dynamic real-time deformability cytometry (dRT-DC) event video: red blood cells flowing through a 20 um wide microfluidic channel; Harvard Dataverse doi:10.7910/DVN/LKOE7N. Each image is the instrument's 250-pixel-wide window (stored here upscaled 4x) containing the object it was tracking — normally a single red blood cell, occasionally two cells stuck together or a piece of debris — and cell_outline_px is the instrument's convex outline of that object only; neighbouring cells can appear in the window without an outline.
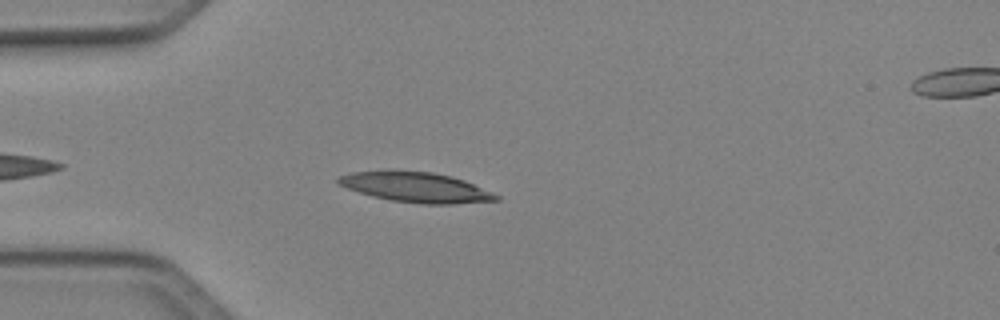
{"species": "Egyptian fruit bat (a non-hibernating species)", "species_latin": "Rousettus aegyptiacus", "temperature_condition": "cold", "stored_images_in_passage": 38, "camera_frame_rate_fps": 3000, "um_per_image_px": 0.085, "animal": {"sex": "female"}, "frame": {"image": 1, "passage_image": 5, "time_ms": 1.333, "image_size_px": [1000, 320], "cell_outline_px": [[500, 200], [452, 204], [424, 204], [392, 200], [372, 196], [348, 188], [340, 184], [336, 180], [340, 176], [352, 172], [432, 172], [452, 176], [464, 180], [492, 192], [500, 196]], "centroid_in_image_um": [35.43, 15.94], "position_along_channel_um": 49.6, "area_um2": 26.88}}
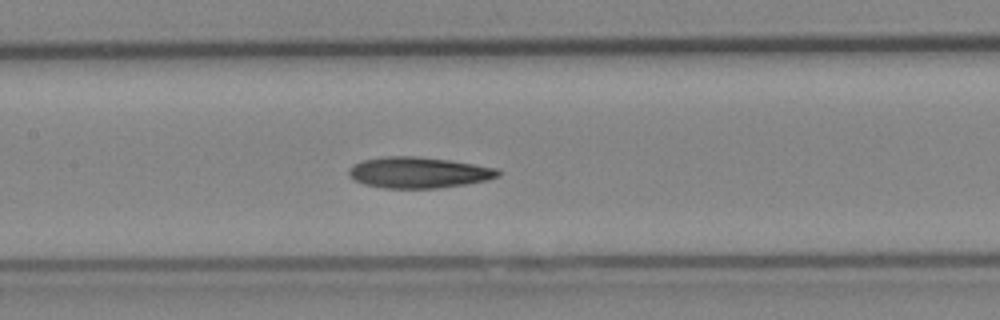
{"frame": {"image": 2, "passage_image": 15, "time_ms": 4.667, "image_size_px": [1000, 320], "cell_outline_px": [[500, 176], [484, 180], [464, 184], [436, 188], [384, 188], [364, 184], [356, 180], [348, 172], [348, 168], [352, 164], [364, 160], [388, 156], [416, 156], [448, 160], [496, 168], [500, 172]], "centroid_in_image_um": [35.55, 14.66], "position_along_channel_um": 171.9, "area_um2": 26.59}}
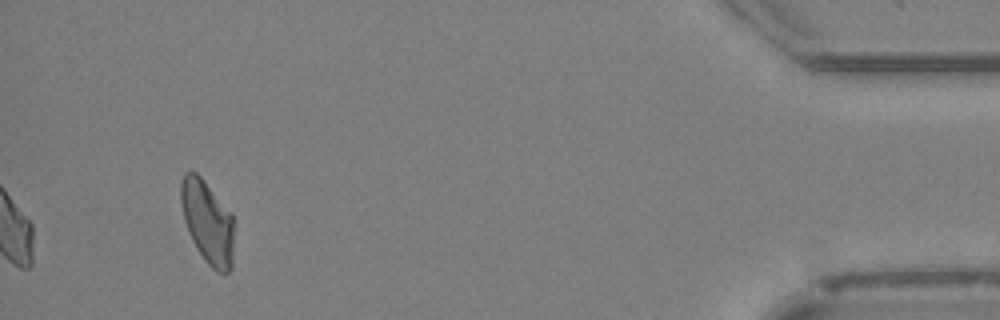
{"frame": {"image": 3, "passage_image": 38, "time_ms": 12.333, "image_size_px": [1000, 320], "cell_outline_px": [[232, 268], [228, 272], [216, 272], [204, 260], [196, 248], [188, 232], [184, 220], [180, 200], [180, 184], [184, 172], [196, 172], [200, 176], [232, 212]], "centroid_in_image_um": [17.62, 18.86], "position_along_channel_um": 417.6, "area_um2": 25.66}, "authors_computed_cell_mechanics": {"area_um2": 25.9811, "velocity_mm_per_s": 4.1021, "shape_relaxation_time_tau1_ms": null, "shape_relaxation_time_tau2_ms": 6.585, "deformation_change_tau1": null, "deformation_change_tau2": 0.1667}}